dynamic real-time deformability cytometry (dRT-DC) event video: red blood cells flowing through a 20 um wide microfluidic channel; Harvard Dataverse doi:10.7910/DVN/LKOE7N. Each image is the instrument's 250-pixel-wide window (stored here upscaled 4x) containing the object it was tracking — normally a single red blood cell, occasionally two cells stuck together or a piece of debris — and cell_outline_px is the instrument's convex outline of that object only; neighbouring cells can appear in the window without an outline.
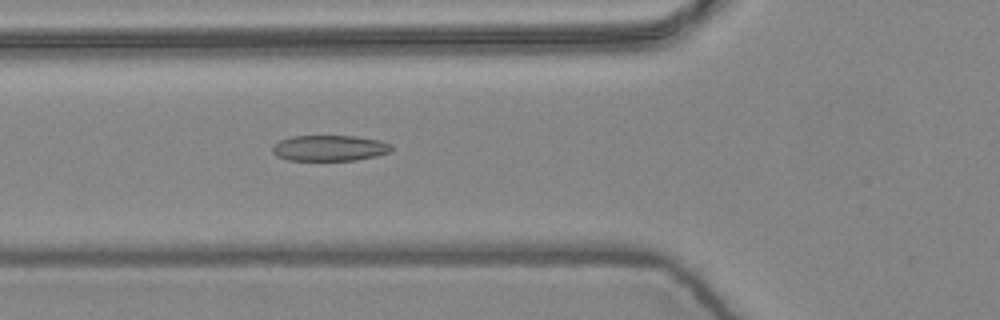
{"species": "common noctule bat (a hibernating species)", "species_latin": "Nyctalus noctula", "temperature_condition": "warm", "stored_images_in_passage": 5, "camera_frame_rate_fps": 3000, "um_per_image_px": 0.085, "animal": {"sex": "female", "body_mass_g": 24.6, "forearm_length_mm": 56.2}, "frame": {"image": 1, "passage_image": 5, "time_ms": 1.333, "image_size_px": [1000, 320], "cell_outline_px": [[392, 152], [376, 156], [356, 160], [288, 160], [276, 156], [272, 152], [272, 148], [280, 140], [292, 136], [356, 136], [380, 140], [392, 144]], "centroid_in_image_um": [28.05, 12.59], "position_along_channel_um": 97.8, "area_um2": 17.98}}